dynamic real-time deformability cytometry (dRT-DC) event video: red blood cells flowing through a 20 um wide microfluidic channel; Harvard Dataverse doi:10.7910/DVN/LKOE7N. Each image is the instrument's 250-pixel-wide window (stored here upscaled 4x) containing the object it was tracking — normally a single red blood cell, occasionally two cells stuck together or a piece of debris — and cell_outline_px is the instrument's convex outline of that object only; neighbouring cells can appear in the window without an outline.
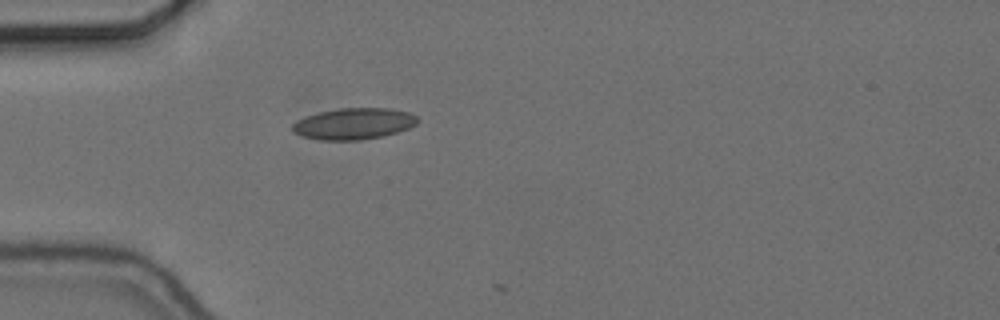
{"species": "common noctule bat (a hibernating species)", "species_latin": "Nyctalus noctula", "temperature_condition": "cold", "stored_images_in_passage": 2, "camera_frame_rate_fps": 3000, "um_per_image_px": 0.085, "animal": {"sex": "female", "body_mass_g": 24.6, "forearm_length_mm": 56.2}, "frame": {"image": 1, "passage_image": 1, "time_ms": 0.0, "image_size_px": [1000, 320], "cell_outline_px": [[420, 120], [416, 124], [408, 128], [384, 136], [360, 140], [320, 140], [304, 136], [292, 132], [292, 124], [296, 120], [320, 112], [340, 108], [392, 108], [408, 112], [416, 116]], "centroid_in_image_um": [30.08, 10.51], "position_along_channel_um": 54.9, "area_um2": 22.83}}